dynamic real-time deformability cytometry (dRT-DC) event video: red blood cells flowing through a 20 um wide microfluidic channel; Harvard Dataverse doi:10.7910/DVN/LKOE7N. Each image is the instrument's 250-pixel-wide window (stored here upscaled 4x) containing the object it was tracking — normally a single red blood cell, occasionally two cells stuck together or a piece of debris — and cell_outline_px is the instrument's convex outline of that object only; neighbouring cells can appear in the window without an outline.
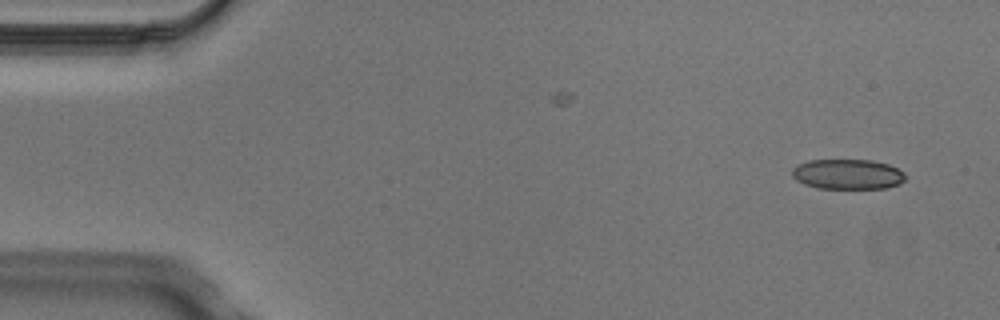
{"species": "Egyptian fruit bat (a non-hibernating species)", "species_latin": "Rousettus aegyptiacus", "temperature_condition": "cold", "stored_images_in_passage": 3, "camera_frame_rate_fps": 3000, "um_per_image_px": 0.085, "animal": {"sex": "male"}, "frame": {"image": 1, "passage_image": 3, "time_ms": 0.667, "image_size_px": [1000, 320], "cell_outline_px": [[904, 180], [900, 184], [884, 188], [816, 188], [804, 184], [796, 180], [792, 176], [792, 168], [796, 164], [808, 160], [872, 160], [888, 164], [904, 172]], "centroid_in_image_um": [72.01, 14.8], "position_along_channel_um": 13.0, "area_um2": 19.94}}